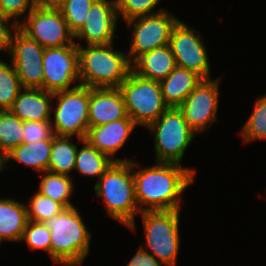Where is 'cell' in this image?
<instances>
[{
    "mask_svg": "<svg viewBox=\"0 0 266 266\" xmlns=\"http://www.w3.org/2000/svg\"><path fill=\"white\" fill-rule=\"evenodd\" d=\"M73 136H52V147L48 172L69 176L74 170L77 145L70 139Z\"/></svg>",
    "mask_w": 266,
    "mask_h": 266,
    "instance_id": "cell-24",
    "label": "cell"
},
{
    "mask_svg": "<svg viewBox=\"0 0 266 266\" xmlns=\"http://www.w3.org/2000/svg\"><path fill=\"white\" fill-rule=\"evenodd\" d=\"M126 116V106L119 88L89 87V127L117 121Z\"/></svg>",
    "mask_w": 266,
    "mask_h": 266,
    "instance_id": "cell-17",
    "label": "cell"
},
{
    "mask_svg": "<svg viewBox=\"0 0 266 266\" xmlns=\"http://www.w3.org/2000/svg\"><path fill=\"white\" fill-rule=\"evenodd\" d=\"M178 21L167 10L125 21L133 27L130 48L126 53L130 63L144 53L168 45L172 29Z\"/></svg>",
    "mask_w": 266,
    "mask_h": 266,
    "instance_id": "cell-9",
    "label": "cell"
},
{
    "mask_svg": "<svg viewBox=\"0 0 266 266\" xmlns=\"http://www.w3.org/2000/svg\"><path fill=\"white\" fill-rule=\"evenodd\" d=\"M138 165L132 160L139 212L181 210L180 196L194 182L195 170L178 163L156 162L139 170Z\"/></svg>",
    "mask_w": 266,
    "mask_h": 266,
    "instance_id": "cell-1",
    "label": "cell"
},
{
    "mask_svg": "<svg viewBox=\"0 0 266 266\" xmlns=\"http://www.w3.org/2000/svg\"><path fill=\"white\" fill-rule=\"evenodd\" d=\"M202 78L186 68L176 66L160 81L163 99L168 107L178 108L200 83Z\"/></svg>",
    "mask_w": 266,
    "mask_h": 266,
    "instance_id": "cell-20",
    "label": "cell"
},
{
    "mask_svg": "<svg viewBox=\"0 0 266 266\" xmlns=\"http://www.w3.org/2000/svg\"><path fill=\"white\" fill-rule=\"evenodd\" d=\"M52 100H54L53 92L44 89L23 88L9 111L22 121L51 120V110L55 106Z\"/></svg>",
    "mask_w": 266,
    "mask_h": 266,
    "instance_id": "cell-18",
    "label": "cell"
},
{
    "mask_svg": "<svg viewBox=\"0 0 266 266\" xmlns=\"http://www.w3.org/2000/svg\"><path fill=\"white\" fill-rule=\"evenodd\" d=\"M49 228L44 222H33L28 220L21 241H26L31 250H45L50 256Z\"/></svg>",
    "mask_w": 266,
    "mask_h": 266,
    "instance_id": "cell-32",
    "label": "cell"
},
{
    "mask_svg": "<svg viewBox=\"0 0 266 266\" xmlns=\"http://www.w3.org/2000/svg\"><path fill=\"white\" fill-rule=\"evenodd\" d=\"M220 79H202L178 107L195 133L207 130L217 119Z\"/></svg>",
    "mask_w": 266,
    "mask_h": 266,
    "instance_id": "cell-14",
    "label": "cell"
},
{
    "mask_svg": "<svg viewBox=\"0 0 266 266\" xmlns=\"http://www.w3.org/2000/svg\"><path fill=\"white\" fill-rule=\"evenodd\" d=\"M163 264L142 246L126 266H162Z\"/></svg>",
    "mask_w": 266,
    "mask_h": 266,
    "instance_id": "cell-36",
    "label": "cell"
},
{
    "mask_svg": "<svg viewBox=\"0 0 266 266\" xmlns=\"http://www.w3.org/2000/svg\"><path fill=\"white\" fill-rule=\"evenodd\" d=\"M20 79L12 63L0 61V110H9L22 90Z\"/></svg>",
    "mask_w": 266,
    "mask_h": 266,
    "instance_id": "cell-27",
    "label": "cell"
},
{
    "mask_svg": "<svg viewBox=\"0 0 266 266\" xmlns=\"http://www.w3.org/2000/svg\"><path fill=\"white\" fill-rule=\"evenodd\" d=\"M54 135L51 120L23 121L22 143H33L50 139Z\"/></svg>",
    "mask_w": 266,
    "mask_h": 266,
    "instance_id": "cell-33",
    "label": "cell"
},
{
    "mask_svg": "<svg viewBox=\"0 0 266 266\" xmlns=\"http://www.w3.org/2000/svg\"><path fill=\"white\" fill-rule=\"evenodd\" d=\"M28 222L26 204L11 198H0V238L21 242Z\"/></svg>",
    "mask_w": 266,
    "mask_h": 266,
    "instance_id": "cell-21",
    "label": "cell"
},
{
    "mask_svg": "<svg viewBox=\"0 0 266 266\" xmlns=\"http://www.w3.org/2000/svg\"><path fill=\"white\" fill-rule=\"evenodd\" d=\"M79 84L90 88H119L132 70L128 56L113 49V43L87 45L76 43Z\"/></svg>",
    "mask_w": 266,
    "mask_h": 266,
    "instance_id": "cell-3",
    "label": "cell"
},
{
    "mask_svg": "<svg viewBox=\"0 0 266 266\" xmlns=\"http://www.w3.org/2000/svg\"><path fill=\"white\" fill-rule=\"evenodd\" d=\"M136 126L133 120L127 115L125 118L117 121L89 127L85 140L98 151L108 155L115 162H129L130 160H123L113 156L124 146Z\"/></svg>",
    "mask_w": 266,
    "mask_h": 266,
    "instance_id": "cell-16",
    "label": "cell"
},
{
    "mask_svg": "<svg viewBox=\"0 0 266 266\" xmlns=\"http://www.w3.org/2000/svg\"><path fill=\"white\" fill-rule=\"evenodd\" d=\"M146 128L154 136L156 161L181 164L185 150L195 136L182 112L176 107H169Z\"/></svg>",
    "mask_w": 266,
    "mask_h": 266,
    "instance_id": "cell-5",
    "label": "cell"
},
{
    "mask_svg": "<svg viewBox=\"0 0 266 266\" xmlns=\"http://www.w3.org/2000/svg\"><path fill=\"white\" fill-rule=\"evenodd\" d=\"M22 21L19 29L44 48L76 45L74 34L59 9L36 6Z\"/></svg>",
    "mask_w": 266,
    "mask_h": 266,
    "instance_id": "cell-10",
    "label": "cell"
},
{
    "mask_svg": "<svg viewBox=\"0 0 266 266\" xmlns=\"http://www.w3.org/2000/svg\"><path fill=\"white\" fill-rule=\"evenodd\" d=\"M73 207L65 208L44 222L49 228L50 258L54 264L80 266L90 249L91 233Z\"/></svg>",
    "mask_w": 266,
    "mask_h": 266,
    "instance_id": "cell-2",
    "label": "cell"
},
{
    "mask_svg": "<svg viewBox=\"0 0 266 266\" xmlns=\"http://www.w3.org/2000/svg\"><path fill=\"white\" fill-rule=\"evenodd\" d=\"M45 174V175H44ZM73 181L70 176L43 172L38 192L62 204L65 208L73 207L69 197L73 193Z\"/></svg>",
    "mask_w": 266,
    "mask_h": 266,
    "instance_id": "cell-25",
    "label": "cell"
},
{
    "mask_svg": "<svg viewBox=\"0 0 266 266\" xmlns=\"http://www.w3.org/2000/svg\"><path fill=\"white\" fill-rule=\"evenodd\" d=\"M6 163V156L0 150V172L3 171Z\"/></svg>",
    "mask_w": 266,
    "mask_h": 266,
    "instance_id": "cell-38",
    "label": "cell"
},
{
    "mask_svg": "<svg viewBox=\"0 0 266 266\" xmlns=\"http://www.w3.org/2000/svg\"><path fill=\"white\" fill-rule=\"evenodd\" d=\"M175 67V57L169 44L140 55L132 63L134 73L159 82L165 79Z\"/></svg>",
    "mask_w": 266,
    "mask_h": 266,
    "instance_id": "cell-19",
    "label": "cell"
},
{
    "mask_svg": "<svg viewBox=\"0 0 266 266\" xmlns=\"http://www.w3.org/2000/svg\"><path fill=\"white\" fill-rule=\"evenodd\" d=\"M10 20H14V19L0 14V51H5L8 53L10 51L12 39L14 36L13 32L19 29V23L16 22L15 20L13 23H11L12 25L10 28L9 25L6 24L10 22Z\"/></svg>",
    "mask_w": 266,
    "mask_h": 266,
    "instance_id": "cell-35",
    "label": "cell"
},
{
    "mask_svg": "<svg viewBox=\"0 0 266 266\" xmlns=\"http://www.w3.org/2000/svg\"><path fill=\"white\" fill-rule=\"evenodd\" d=\"M79 83L77 45L45 48L43 53V89L50 92L70 90Z\"/></svg>",
    "mask_w": 266,
    "mask_h": 266,
    "instance_id": "cell-12",
    "label": "cell"
},
{
    "mask_svg": "<svg viewBox=\"0 0 266 266\" xmlns=\"http://www.w3.org/2000/svg\"><path fill=\"white\" fill-rule=\"evenodd\" d=\"M119 89L127 115L137 126L146 128L169 108L163 99L160 82L143 78L132 70Z\"/></svg>",
    "mask_w": 266,
    "mask_h": 266,
    "instance_id": "cell-6",
    "label": "cell"
},
{
    "mask_svg": "<svg viewBox=\"0 0 266 266\" xmlns=\"http://www.w3.org/2000/svg\"><path fill=\"white\" fill-rule=\"evenodd\" d=\"M23 121L9 110L0 111V150L6 156L22 144Z\"/></svg>",
    "mask_w": 266,
    "mask_h": 266,
    "instance_id": "cell-26",
    "label": "cell"
},
{
    "mask_svg": "<svg viewBox=\"0 0 266 266\" xmlns=\"http://www.w3.org/2000/svg\"><path fill=\"white\" fill-rule=\"evenodd\" d=\"M94 189L97 197H103L108 214L134 230V218L140 212L135 198L132 160L114 162L95 183Z\"/></svg>",
    "mask_w": 266,
    "mask_h": 266,
    "instance_id": "cell-4",
    "label": "cell"
},
{
    "mask_svg": "<svg viewBox=\"0 0 266 266\" xmlns=\"http://www.w3.org/2000/svg\"><path fill=\"white\" fill-rule=\"evenodd\" d=\"M57 98L52 129L58 136L77 135L81 143L89 128V87L79 85L70 90L53 92Z\"/></svg>",
    "mask_w": 266,
    "mask_h": 266,
    "instance_id": "cell-8",
    "label": "cell"
},
{
    "mask_svg": "<svg viewBox=\"0 0 266 266\" xmlns=\"http://www.w3.org/2000/svg\"><path fill=\"white\" fill-rule=\"evenodd\" d=\"M244 142L266 139V95L255 102L250 117L241 129Z\"/></svg>",
    "mask_w": 266,
    "mask_h": 266,
    "instance_id": "cell-28",
    "label": "cell"
},
{
    "mask_svg": "<svg viewBox=\"0 0 266 266\" xmlns=\"http://www.w3.org/2000/svg\"><path fill=\"white\" fill-rule=\"evenodd\" d=\"M30 200L29 205H26V209L28 220L33 222H45L65 209L62 204L53 201L38 191Z\"/></svg>",
    "mask_w": 266,
    "mask_h": 266,
    "instance_id": "cell-29",
    "label": "cell"
},
{
    "mask_svg": "<svg viewBox=\"0 0 266 266\" xmlns=\"http://www.w3.org/2000/svg\"><path fill=\"white\" fill-rule=\"evenodd\" d=\"M67 0H38V6L48 9H60Z\"/></svg>",
    "mask_w": 266,
    "mask_h": 266,
    "instance_id": "cell-37",
    "label": "cell"
},
{
    "mask_svg": "<svg viewBox=\"0 0 266 266\" xmlns=\"http://www.w3.org/2000/svg\"><path fill=\"white\" fill-rule=\"evenodd\" d=\"M52 147V137L33 143H22L6 155V164L9 160H16L40 173L48 171Z\"/></svg>",
    "mask_w": 266,
    "mask_h": 266,
    "instance_id": "cell-22",
    "label": "cell"
},
{
    "mask_svg": "<svg viewBox=\"0 0 266 266\" xmlns=\"http://www.w3.org/2000/svg\"><path fill=\"white\" fill-rule=\"evenodd\" d=\"M161 0H116V8H117V16L123 17L124 21H127L132 18L152 15L162 11L165 9H159L157 12H152L155 6Z\"/></svg>",
    "mask_w": 266,
    "mask_h": 266,
    "instance_id": "cell-31",
    "label": "cell"
},
{
    "mask_svg": "<svg viewBox=\"0 0 266 266\" xmlns=\"http://www.w3.org/2000/svg\"><path fill=\"white\" fill-rule=\"evenodd\" d=\"M44 50L20 29L14 32L9 54L22 88L43 89Z\"/></svg>",
    "mask_w": 266,
    "mask_h": 266,
    "instance_id": "cell-13",
    "label": "cell"
},
{
    "mask_svg": "<svg viewBox=\"0 0 266 266\" xmlns=\"http://www.w3.org/2000/svg\"><path fill=\"white\" fill-rule=\"evenodd\" d=\"M36 6H38V0H0V14L20 23L16 18L20 19L23 14H26L27 9L30 13Z\"/></svg>",
    "mask_w": 266,
    "mask_h": 266,
    "instance_id": "cell-34",
    "label": "cell"
},
{
    "mask_svg": "<svg viewBox=\"0 0 266 266\" xmlns=\"http://www.w3.org/2000/svg\"><path fill=\"white\" fill-rule=\"evenodd\" d=\"M117 20L116 0H94L84 24L74 34V39H85L87 45L113 43Z\"/></svg>",
    "mask_w": 266,
    "mask_h": 266,
    "instance_id": "cell-15",
    "label": "cell"
},
{
    "mask_svg": "<svg viewBox=\"0 0 266 266\" xmlns=\"http://www.w3.org/2000/svg\"><path fill=\"white\" fill-rule=\"evenodd\" d=\"M180 210L141 212L146 246L163 265L176 266L179 252Z\"/></svg>",
    "mask_w": 266,
    "mask_h": 266,
    "instance_id": "cell-7",
    "label": "cell"
},
{
    "mask_svg": "<svg viewBox=\"0 0 266 266\" xmlns=\"http://www.w3.org/2000/svg\"><path fill=\"white\" fill-rule=\"evenodd\" d=\"M187 24L178 21L173 27L169 45L175 57L176 66L186 68L202 79H211L209 57L206 45Z\"/></svg>",
    "mask_w": 266,
    "mask_h": 266,
    "instance_id": "cell-11",
    "label": "cell"
},
{
    "mask_svg": "<svg viewBox=\"0 0 266 266\" xmlns=\"http://www.w3.org/2000/svg\"><path fill=\"white\" fill-rule=\"evenodd\" d=\"M94 0H67L60 12L67 22L69 30L75 34L84 24L88 11Z\"/></svg>",
    "mask_w": 266,
    "mask_h": 266,
    "instance_id": "cell-30",
    "label": "cell"
},
{
    "mask_svg": "<svg viewBox=\"0 0 266 266\" xmlns=\"http://www.w3.org/2000/svg\"><path fill=\"white\" fill-rule=\"evenodd\" d=\"M82 144L84 145L80 150L77 148L74 170L82 176L97 177L96 180L98 181L115 161L98 151L85 139Z\"/></svg>",
    "mask_w": 266,
    "mask_h": 266,
    "instance_id": "cell-23",
    "label": "cell"
}]
</instances>
